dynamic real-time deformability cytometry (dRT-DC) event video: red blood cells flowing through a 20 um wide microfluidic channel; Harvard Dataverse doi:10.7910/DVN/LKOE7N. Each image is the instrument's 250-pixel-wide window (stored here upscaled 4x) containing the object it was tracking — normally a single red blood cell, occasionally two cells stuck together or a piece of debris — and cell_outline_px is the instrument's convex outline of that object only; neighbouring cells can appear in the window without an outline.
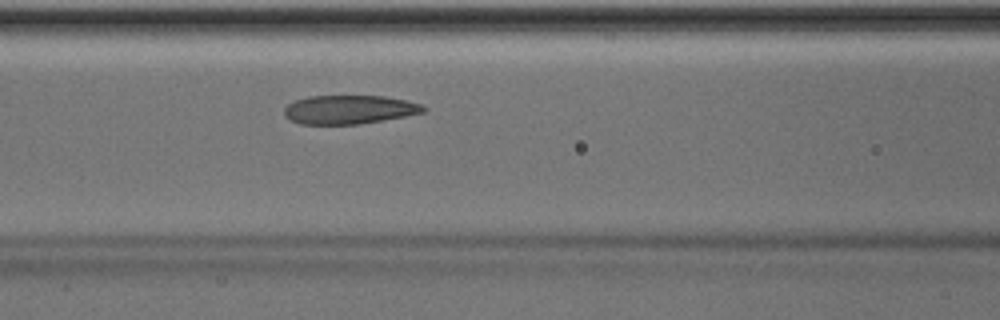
{"species": "Egyptian fruit bat (a non-hibernating species)", "species_latin": "Rousettus aegyptiacus", "temperature_condition": "room temperature", "stored_images_in_passage": 32, "camera_frame_rate_fps": 3000, "um_per_image_px": 0.085, "animal": {"sex": "male"}, "frame": {"image": 1, "passage_image": 14, "time_ms": 4.333, "image_size_px": [1000, 320], "cell_outline_px": [[428, 108], [424, 112], [384, 120], [360, 124], [300, 124], [284, 116], [284, 108], [288, 104], [296, 100], [308, 96], [384, 96], [408, 100], [420, 104]], "centroid_in_image_um": [29.69, 9.31], "position_along_channel_um": 136.9, "area_um2": 23.35}}